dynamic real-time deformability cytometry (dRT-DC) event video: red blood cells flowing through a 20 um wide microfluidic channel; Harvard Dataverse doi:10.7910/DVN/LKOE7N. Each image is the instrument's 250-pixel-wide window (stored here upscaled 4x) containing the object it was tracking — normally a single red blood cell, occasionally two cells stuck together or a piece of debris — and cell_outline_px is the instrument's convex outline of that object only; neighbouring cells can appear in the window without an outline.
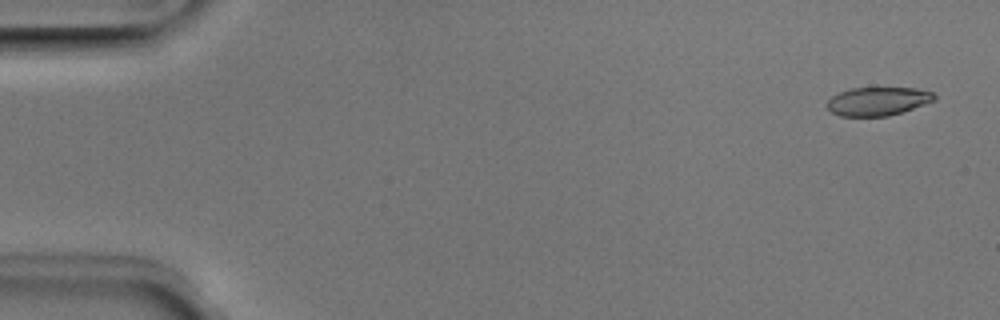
{"species": "Egyptian fruit bat (a non-hibernating species)", "species_latin": "Rousettus aegyptiacus", "temperature_condition": "room temperature", "stored_images_in_passage": 51, "camera_frame_rate_fps": 3000, "um_per_image_px": 0.085, "animal": {"sex": "male"}, "frame": {"image": 1, "passage_image": 2, "time_ms": 0.333, "image_size_px": [1000, 320], "cell_outline_px": [[936, 100], [888, 116], [840, 116], [832, 112], [828, 108], [828, 100], [832, 96], [840, 92], [852, 88], [916, 88], [932, 92], [936, 96]], "centroid_in_image_um": [74.62, 8.6], "position_along_channel_um": 10.4, "area_um2": 17.57}}
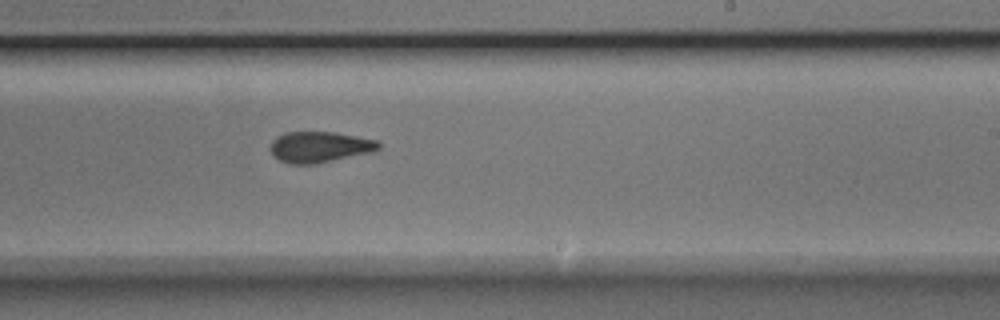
{"frame": {"image": 2, "passage_image": 31, "time_ms": 10.0, "image_size_px": [1000, 320], "cell_outline_px": [[380, 148], [372, 152], [316, 164], [288, 164], [272, 156], [272, 140], [276, 136], [284, 132], [336, 132], [380, 140]], "centroid_in_image_um": [27.19, 12.49], "position_along_channel_um": 261.8, "area_um2": 19.71}}
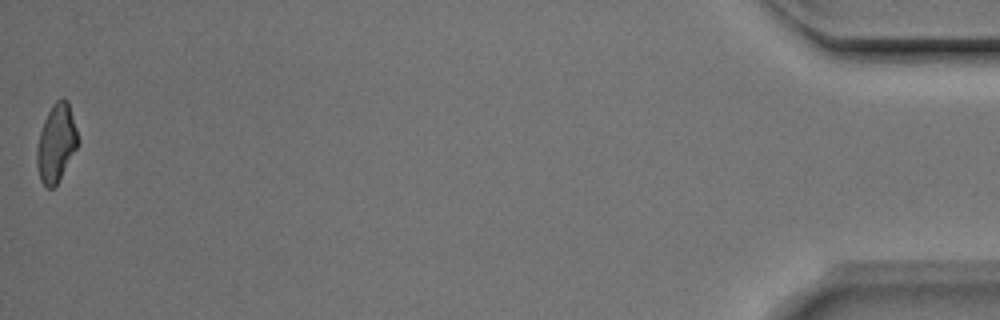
{"frame": {"image": 3, "passage_image": 51, "time_ms": 16.667, "image_size_px": [1000, 320], "cell_outline_px": [[80, 140], [76, 148], [56, 184], [52, 188], [48, 188], [40, 180], [36, 164], [36, 152], [40, 132], [44, 120], [52, 104], [60, 96], [64, 96], [68, 100]], "centroid_in_image_um": [4.78, 12.09], "position_along_channel_um": 430.4, "area_um2": 18.55}, "authors_computed_cell_mechanics": {"area_um2": 19.4786, "velocity_mm_per_s": 3.963, "shape_relaxation_time_tau1_ms": 4.2487, "shape_relaxation_time_tau2_ms": 2.8077, "deformation_change_tau1": 0.1412, "deformation_change_tau2": 0.1095}}